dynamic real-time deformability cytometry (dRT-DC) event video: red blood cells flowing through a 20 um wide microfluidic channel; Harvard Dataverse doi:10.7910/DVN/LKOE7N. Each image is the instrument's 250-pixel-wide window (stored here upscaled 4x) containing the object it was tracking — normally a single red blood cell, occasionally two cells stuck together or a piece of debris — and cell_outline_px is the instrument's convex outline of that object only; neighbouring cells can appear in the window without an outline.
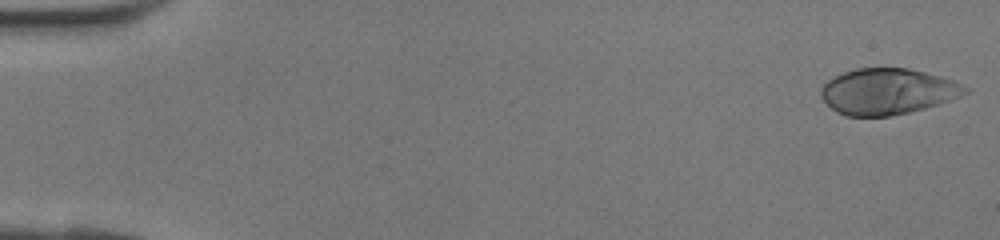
{"species": "human", "species_latin": "Homo sapiens", "temperature_condition": "room temperature", "stored_images_in_passage": 41, "camera_frame_rate_fps": 3000, "um_per_image_px": 0.085, "donor": {"sex": "female"}, "frame": {"image": 1, "passage_image": 1, "time_ms": 0.0, "image_size_px": [1000, 240], "cell_outline_px": [[968, 92], [960, 96], [924, 108], [908, 112], [888, 116], [848, 116], [836, 112], [820, 96], [820, 88], [828, 80], [844, 72], [856, 68], [908, 68], [956, 80], [968, 88]], "centroid_in_image_um": [75.43, 7.76], "position_along_channel_um": 9.6, "area_um2": 38.38}}
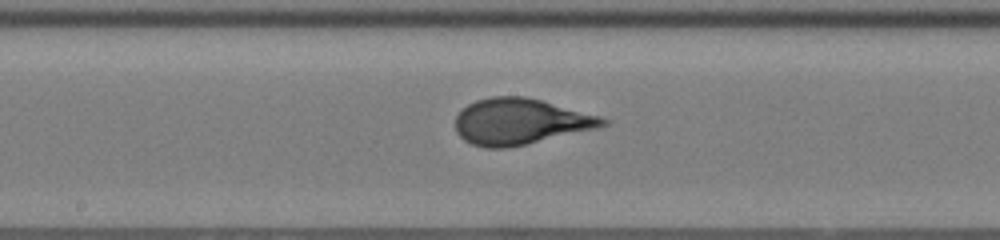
{"frame": {"image": 2, "passage_image": 22, "time_ms": 7.0, "image_size_px": [1000, 240], "cell_outline_px": [[608, 124], [600, 128], [508, 148], [488, 148], [472, 144], [464, 140], [456, 132], [456, 116], [460, 108], [476, 100], [492, 96], [524, 96], [540, 100], [600, 116], [608, 120]], "centroid_in_image_um": [44.2, 10.33], "position_along_channel_um": 204.0, "area_um2": 39.59}}
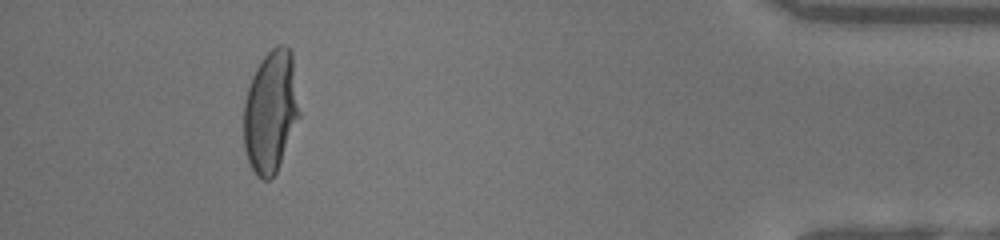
{"frame": {"image": 3, "passage_image": 38, "time_ms": 12.333, "image_size_px": [1000, 240], "cell_outline_px": [[300, 116], [276, 172], [268, 180], [260, 180], [256, 176], [248, 160], [244, 148], [244, 100], [252, 76], [260, 60], [272, 48], [280, 44], [284, 44], [292, 52], [300, 112]], "centroid_in_image_um": [23.01, 9.47], "position_along_channel_um": 412.2, "area_um2": 39.71}}